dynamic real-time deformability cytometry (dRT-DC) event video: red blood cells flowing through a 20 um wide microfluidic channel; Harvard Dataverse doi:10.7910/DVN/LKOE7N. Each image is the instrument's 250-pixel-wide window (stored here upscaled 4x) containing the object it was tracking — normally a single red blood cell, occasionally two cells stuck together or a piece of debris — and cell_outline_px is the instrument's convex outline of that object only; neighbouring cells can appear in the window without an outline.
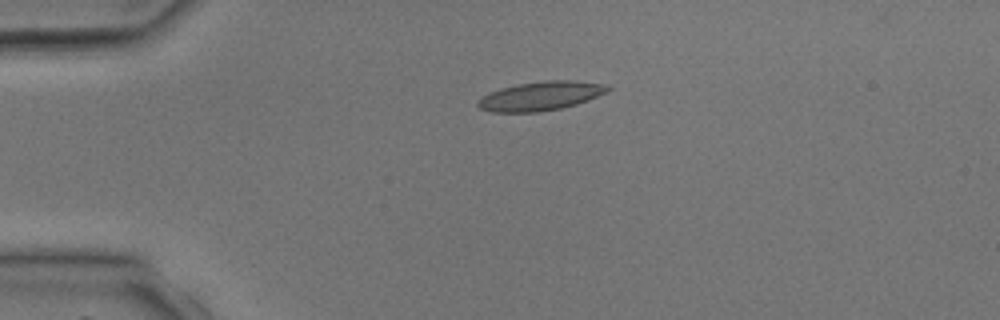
{"species": "common noctule bat (a hibernating species)", "species_latin": "Nyctalus noctula", "temperature_condition": "room temperature", "stored_images_in_passage": 4, "camera_frame_rate_fps": 3000, "um_per_image_px": 0.085, "animal": {"sex": "male", "body_mass_g": 17.9, "forearm_length_mm": 54.2}, "frame": {"image": 1, "passage_image": 3, "time_ms": 2.0, "image_size_px": [1000, 320], "cell_outline_px": [[612, 88], [608, 92], [588, 100], [576, 104], [560, 108], [536, 112], [492, 112], [480, 108], [476, 104], [488, 92], [500, 88], [520, 84], [544, 80], [576, 80], [600, 84]], "centroid_in_image_um": [45.96, 8.15], "position_along_channel_um": 39.0, "area_um2": 21.73}}
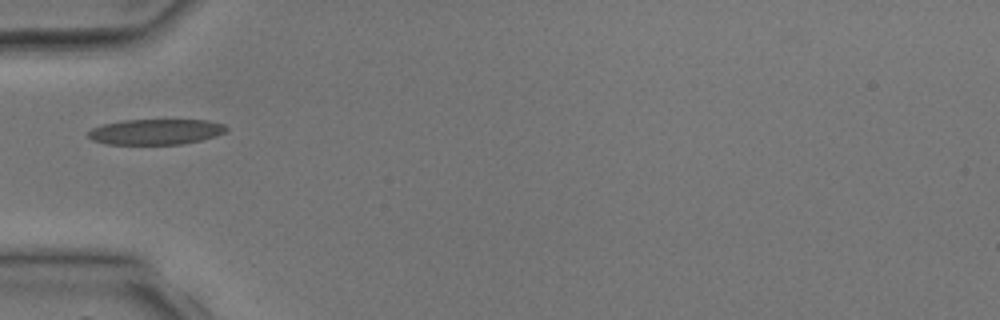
{"frame": {"image": 2, "passage_image": 4, "time_ms": 3.333, "image_size_px": [1000, 320], "cell_outline_px": [[228, 128], [224, 132], [216, 136], [184, 144], [104, 144], [92, 140], [88, 136], [88, 132], [92, 128], [100, 124], [124, 120], [208, 120], [224, 124]], "centroid_in_image_um": [13.22, 11.2], "position_along_channel_um": 71.8, "area_um2": 20.63}}